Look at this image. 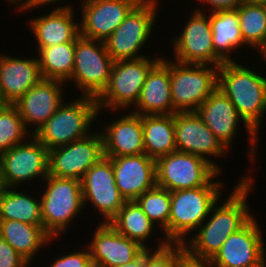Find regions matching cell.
Returning <instances> with one entry per match:
<instances>
[{"instance_id": "26", "label": "cell", "mask_w": 266, "mask_h": 267, "mask_svg": "<svg viewBox=\"0 0 266 267\" xmlns=\"http://www.w3.org/2000/svg\"><path fill=\"white\" fill-rule=\"evenodd\" d=\"M0 237L9 243L31 266L41 248H49L51 238L42 227L18 220H0Z\"/></svg>"}, {"instance_id": "31", "label": "cell", "mask_w": 266, "mask_h": 267, "mask_svg": "<svg viewBox=\"0 0 266 267\" xmlns=\"http://www.w3.org/2000/svg\"><path fill=\"white\" fill-rule=\"evenodd\" d=\"M75 43H62L42 48L37 52V59L43 79L67 82L72 75L75 58Z\"/></svg>"}, {"instance_id": "36", "label": "cell", "mask_w": 266, "mask_h": 267, "mask_svg": "<svg viewBox=\"0 0 266 267\" xmlns=\"http://www.w3.org/2000/svg\"><path fill=\"white\" fill-rule=\"evenodd\" d=\"M83 248L81 251L74 249L73 252L65 253L66 255H61L60 257L58 255L48 267H93L89 248L87 245L83 246Z\"/></svg>"}, {"instance_id": "35", "label": "cell", "mask_w": 266, "mask_h": 267, "mask_svg": "<svg viewBox=\"0 0 266 267\" xmlns=\"http://www.w3.org/2000/svg\"><path fill=\"white\" fill-rule=\"evenodd\" d=\"M154 249L144 250V267H180V243H168L164 238Z\"/></svg>"}, {"instance_id": "4", "label": "cell", "mask_w": 266, "mask_h": 267, "mask_svg": "<svg viewBox=\"0 0 266 267\" xmlns=\"http://www.w3.org/2000/svg\"><path fill=\"white\" fill-rule=\"evenodd\" d=\"M78 96L77 99L74 96L75 99H71L73 101H64L33 134L48 150L83 139L94 132L92 126L96 125L95 121L99 118L96 98Z\"/></svg>"}, {"instance_id": "23", "label": "cell", "mask_w": 266, "mask_h": 267, "mask_svg": "<svg viewBox=\"0 0 266 267\" xmlns=\"http://www.w3.org/2000/svg\"><path fill=\"white\" fill-rule=\"evenodd\" d=\"M110 122L103 124L104 129L99 130L103 138L105 157L112 158L145 153L141 115L127 110L126 114Z\"/></svg>"}, {"instance_id": "38", "label": "cell", "mask_w": 266, "mask_h": 267, "mask_svg": "<svg viewBox=\"0 0 266 267\" xmlns=\"http://www.w3.org/2000/svg\"><path fill=\"white\" fill-rule=\"evenodd\" d=\"M243 1L244 0H197V2L203 5L202 6L203 9L201 7V4L199 7V3H198V7H194V9L197 11L206 12V13L216 12V11H225V10H235ZM206 9L210 11H207Z\"/></svg>"}, {"instance_id": "6", "label": "cell", "mask_w": 266, "mask_h": 267, "mask_svg": "<svg viewBox=\"0 0 266 267\" xmlns=\"http://www.w3.org/2000/svg\"><path fill=\"white\" fill-rule=\"evenodd\" d=\"M161 59L162 56H147L114 61L108 84L96 98L98 115L100 116L103 110L102 113L114 110L113 114L121 110L129 111L136 104L148 73Z\"/></svg>"}, {"instance_id": "37", "label": "cell", "mask_w": 266, "mask_h": 267, "mask_svg": "<svg viewBox=\"0 0 266 267\" xmlns=\"http://www.w3.org/2000/svg\"><path fill=\"white\" fill-rule=\"evenodd\" d=\"M30 264L0 237V267H28Z\"/></svg>"}, {"instance_id": "30", "label": "cell", "mask_w": 266, "mask_h": 267, "mask_svg": "<svg viewBox=\"0 0 266 267\" xmlns=\"http://www.w3.org/2000/svg\"><path fill=\"white\" fill-rule=\"evenodd\" d=\"M109 224L119 234L137 241L145 249H153L151 244L148 246V240L153 238L158 226L148 218L136 201H126Z\"/></svg>"}, {"instance_id": "21", "label": "cell", "mask_w": 266, "mask_h": 267, "mask_svg": "<svg viewBox=\"0 0 266 267\" xmlns=\"http://www.w3.org/2000/svg\"><path fill=\"white\" fill-rule=\"evenodd\" d=\"M115 183L126 201H135L155 187V159L144 154L112 157Z\"/></svg>"}, {"instance_id": "41", "label": "cell", "mask_w": 266, "mask_h": 267, "mask_svg": "<svg viewBox=\"0 0 266 267\" xmlns=\"http://www.w3.org/2000/svg\"><path fill=\"white\" fill-rule=\"evenodd\" d=\"M117 267H144V251L133 261Z\"/></svg>"}, {"instance_id": "45", "label": "cell", "mask_w": 266, "mask_h": 267, "mask_svg": "<svg viewBox=\"0 0 266 267\" xmlns=\"http://www.w3.org/2000/svg\"><path fill=\"white\" fill-rule=\"evenodd\" d=\"M3 189L2 183H1V178H0V191Z\"/></svg>"}, {"instance_id": "17", "label": "cell", "mask_w": 266, "mask_h": 267, "mask_svg": "<svg viewBox=\"0 0 266 267\" xmlns=\"http://www.w3.org/2000/svg\"><path fill=\"white\" fill-rule=\"evenodd\" d=\"M174 127L177 151L199 156L219 173L223 172L222 166L213 159L224 158L230 150L212 133L195 111L175 112Z\"/></svg>"}, {"instance_id": "39", "label": "cell", "mask_w": 266, "mask_h": 267, "mask_svg": "<svg viewBox=\"0 0 266 267\" xmlns=\"http://www.w3.org/2000/svg\"><path fill=\"white\" fill-rule=\"evenodd\" d=\"M180 267H215L211 259H198L190 256L180 243Z\"/></svg>"}, {"instance_id": "13", "label": "cell", "mask_w": 266, "mask_h": 267, "mask_svg": "<svg viewBox=\"0 0 266 267\" xmlns=\"http://www.w3.org/2000/svg\"><path fill=\"white\" fill-rule=\"evenodd\" d=\"M179 35L171 43L174 61L183 64H207L220 66L224 61L214 52L209 12L193 9Z\"/></svg>"}, {"instance_id": "33", "label": "cell", "mask_w": 266, "mask_h": 267, "mask_svg": "<svg viewBox=\"0 0 266 267\" xmlns=\"http://www.w3.org/2000/svg\"><path fill=\"white\" fill-rule=\"evenodd\" d=\"M31 135L14 104L0 105V154L23 143Z\"/></svg>"}, {"instance_id": "7", "label": "cell", "mask_w": 266, "mask_h": 267, "mask_svg": "<svg viewBox=\"0 0 266 267\" xmlns=\"http://www.w3.org/2000/svg\"><path fill=\"white\" fill-rule=\"evenodd\" d=\"M159 0H141L125 17L122 24L103 42L113 61L139 59L149 38H152L158 11L161 10ZM158 10V11H157ZM155 27V28H154Z\"/></svg>"}, {"instance_id": "10", "label": "cell", "mask_w": 266, "mask_h": 267, "mask_svg": "<svg viewBox=\"0 0 266 267\" xmlns=\"http://www.w3.org/2000/svg\"><path fill=\"white\" fill-rule=\"evenodd\" d=\"M195 112L228 150L232 149L233 141L236 140L239 123L243 122L241 125L246 129L250 143L247 158L250 163L255 162L254 160L258 157L256 156L259 149L257 142L260 135L238 114L235 106L221 89L217 88Z\"/></svg>"}, {"instance_id": "12", "label": "cell", "mask_w": 266, "mask_h": 267, "mask_svg": "<svg viewBox=\"0 0 266 267\" xmlns=\"http://www.w3.org/2000/svg\"><path fill=\"white\" fill-rule=\"evenodd\" d=\"M155 163L157 186L170 192L205 186L218 173L205 159L177 150Z\"/></svg>"}, {"instance_id": "24", "label": "cell", "mask_w": 266, "mask_h": 267, "mask_svg": "<svg viewBox=\"0 0 266 267\" xmlns=\"http://www.w3.org/2000/svg\"><path fill=\"white\" fill-rule=\"evenodd\" d=\"M164 57L150 70L131 112L144 115H169L173 108L171 95L170 58Z\"/></svg>"}, {"instance_id": "43", "label": "cell", "mask_w": 266, "mask_h": 267, "mask_svg": "<svg viewBox=\"0 0 266 267\" xmlns=\"http://www.w3.org/2000/svg\"><path fill=\"white\" fill-rule=\"evenodd\" d=\"M27 1H30V0H6L5 2H8L10 5L13 4L16 7L18 4L27 2Z\"/></svg>"}, {"instance_id": "5", "label": "cell", "mask_w": 266, "mask_h": 267, "mask_svg": "<svg viewBox=\"0 0 266 267\" xmlns=\"http://www.w3.org/2000/svg\"><path fill=\"white\" fill-rule=\"evenodd\" d=\"M42 183L46 186L39 195L44 231L58 241L84 211L81 181L48 175Z\"/></svg>"}, {"instance_id": "15", "label": "cell", "mask_w": 266, "mask_h": 267, "mask_svg": "<svg viewBox=\"0 0 266 267\" xmlns=\"http://www.w3.org/2000/svg\"><path fill=\"white\" fill-rule=\"evenodd\" d=\"M81 186L84 208L93 205L95 213L103 215L97 223H109L126 202L115 183L111 158L104 156L94 164L81 179Z\"/></svg>"}, {"instance_id": "44", "label": "cell", "mask_w": 266, "mask_h": 267, "mask_svg": "<svg viewBox=\"0 0 266 267\" xmlns=\"http://www.w3.org/2000/svg\"><path fill=\"white\" fill-rule=\"evenodd\" d=\"M246 2H251V3H257V4H264L266 5V0H244Z\"/></svg>"}, {"instance_id": "11", "label": "cell", "mask_w": 266, "mask_h": 267, "mask_svg": "<svg viewBox=\"0 0 266 267\" xmlns=\"http://www.w3.org/2000/svg\"><path fill=\"white\" fill-rule=\"evenodd\" d=\"M49 150L33 135L0 154V178L3 187H20L48 176ZM24 183V184H22Z\"/></svg>"}, {"instance_id": "1", "label": "cell", "mask_w": 266, "mask_h": 267, "mask_svg": "<svg viewBox=\"0 0 266 267\" xmlns=\"http://www.w3.org/2000/svg\"><path fill=\"white\" fill-rule=\"evenodd\" d=\"M244 176V177H243ZM241 176L226 199L216 202L206 220L183 243L185 251L198 259H212L227 238L242 228L254 215L249 203L255 180L245 173ZM218 204V205H217Z\"/></svg>"}, {"instance_id": "8", "label": "cell", "mask_w": 266, "mask_h": 267, "mask_svg": "<svg viewBox=\"0 0 266 267\" xmlns=\"http://www.w3.org/2000/svg\"><path fill=\"white\" fill-rule=\"evenodd\" d=\"M218 66L170 60L171 95L177 112L196 111L218 88Z\"/></svg>"}, {"instance_id": "34", "label": "cell", "mask_w": 266, "mask_h": 267, "mask_svg": "<svg viewBox=\"0 0 266 267\" xmlns=\"http://www.w3.org/2000/svg\"><path fill=\"white\" fill-rule=\"evenodd\" d=\"M148 218L163 231L168 226L171 206V192L155 186L135 200Z\"/></svg>"}, {"instance_id": "32", "label": "cell", "mask_w": 266, "mask_h": 267, "mask_svg": "<svg viewBox=\"0 0 266 267\" xmlns=\"http://www.w3.org/2000/svg\"><path fill=\"white\" fill-rule=\"evenodd\" d=\"M235 10L246 49L258 51L266 40V5L243 1Z\"/></svg>"}, {"instance_id": "25", "label": "cell", "mask_w": 266, "mask_h": 267, "mask_svg": "<svg viewBox=\"0 0 266 267\" xmlns=\"http://www.w3.org/2000/svg\"><path fill=\"white\" fill-rule=\"evenodd\" d=\"M35 56L25 59L0 54V98L3 104H14L42 79Z\"/></svg>"}, {"instance_id": "9", "label": "cell", "mask_w": 266, "mask_h": 267, "mask_svg": "<svg viewBox=\"0 0 266 267\" xmlns=\"http://www.w3.org/2000/svg\"><path fill=\"white\" fill-rule=\"evenodd\" d=\"M104 42L82 36L76 38L71 78L81 96L97 98L106 88L113 64Z\"/></svg>"}, {"instance_id": "16", "label": "cell", "mask_w": 266, "mask_h": 267, "mask_svg": "<svg viewBox=\"0 0 266 267\" xmlns=\"http://www.w3.org/2000/svg\"><path fill=\"white\" fill-rule=\"evenodd\" d=\"M260 224L253 216L231 234L211 259L215 267H266L265 240Z\"/></svg>"}, {"instance_id": "42", "label": "cell", "mask_w": 266, "mask_h": 267, "mask_svg": "<svg viewBox=\"0 0 266 267\" xmlns=\"http://www.w3.org/2000/svg\"><path fill=\"white\" fill-rule=\"evenodd\" d=\"M258 52L261 55L260 57H262L261 59L266 61V40L264 44L258 49Z\"/></svg>"}, {"instance_id": "19", "label": "cell", "mask_w": 266, "mask_h": 267, "mask_svg": "<svg viewBox=\"0 0 266 267\" xmlns=\"http://www.w3.org/2000/svg\"><path fill=\"white\" fill-rule=\"evenodd\" d=\"M65 85L67 84L62 81L42 78L14 103L26 129L30 133L32 132V135L48 121L64 102L65 90L63 88Z\"/></svg>"}, {"instance_id": "2", "label": "cell", "mask_w": 266, "mask_h": 267, "mask_svg": "<svg viewBox=\"0 0 266 267\" xmlns=\"http://www.w3.org/2000/svg\"><path fill=\"white\" fill-rule=\"evenodd\" d=\"M242 64L237 61L222 63L218 69V88L246 123L260 135L266 118V77L259 70H253L254 67Z\"/></svg>"}, {"instance_id": "28", "label": "cell", "mask_w": 266, "mask_h": 267, "mask_svg": "<svg viewBox=\"0 0 266 267\" xmlns=\"http://www.w3.org/2000/svg\"><path fill=\"white\" fill-rule=\"evenodd\" d=\"M21 190L19 187H3L0 191V220H18L44 229L40 196L35 198L27 194L31 192Z\"/></svg>"}, {"instance_id": "18", "label": "cell", "mask_w": 266, "mask_h": 267, "mask_svg": "<svg viewBox=\"0 0 266 267\" xmlns=\"http://www.w3.org/2000/svg\"><path fill=\"white\" fill-rule=\"evenodd\" d=\"M141 0H82L80 36L104 41Z\"/></svg>"}, {"instance_id": "22", "label": "cell", "mask_w": 266, "mask_h": 267, "mask_svg": "<svg viewBox=\"0 0 266 267\" xmlns=\"http://www.w3.org/2000/svg\"><path fill=\"white\" fill-rule=\"evenodd\" d=\"M68 4L57 6L49 13L32 17L27 21V26L31 28L37 42V52L42 48L72 42L80 35V21L77 22L74 16L75 5Z\"/></svg>"}, {"instance_id": "29", "label": "cell", "mask_w": 266, "mask_h": 267, "mask_svg": "<svg viewBox=\"0 0 266 267\" xmlns=\"http://www.w3.org/2000/svg\"><path fill=\"white\" fill-rule=\"evenodd\" d=\"M145 154L158 159L177 150L174 114L142 116Z\"/></svg>"}, {"instance_id": "40", "label": "cell", "mask_w": 266, "mask_h": 267, "mask_svg": "<svg viewBox=\"0 0 266 267\" xmlns=\"http://www.w3.org/2000/svg\"><path fill=\"white\" fill-rule=\"evenodd\" d=\"M62 2V1H66V0H30V1H27V2H23V3H20L18 4L15 8V11L18 12L19 14L21 12H26V11H31V10H35L36 8L39 10L40 7H46L47 5L49 6L53 4L52 3H57V2ZM46 5V6H44ZM30 9V10H29ZM20 11V12H19Z\"/></svg>"}, {"instance_id": "27", "label": "cell", "mask_w": 266, "mask_h": 267, "mask_svg": "<svg viewBox=\"0 0 266 267\" xmlns=\"http://www.w3.org/2000/svg\"><path fill=\"white\" fill-rule=\"evenodd\" d=\"M209 21L212 30L214 52L224 62L235 61L236 59L231 54L246 46L241 35L237 11L209 12Z\"/></svg>"}, {"instance_id": "3", "label": "cell", "mask_w": 266, "mask_h": 267, "mask_svg": "<svg viewBox=\"0 0 266 267\" xmlns=\"http://www.w3.org/2000/svg\"><path fill=\"white\" fill-rule=\"evenodd\" d=\"M220 174L218 172L205 186L171 192L168 226L161 232L168 243H184L206 220L212 206L225 192V183L216 180Z\"/></svg>"}, {"instance_id": "20", "label": "cell", "mask_w": 266, "mask_h": 267, "mask_svg": "<svg viewBox=\"0 0 266 267\" xmlns=\"http://www.w3.org/2000/svg\"><path fill=\"white\" fill-rule=\"evenodd\" d=\"M89 243L86 242L93 266L117 267L136 259L145 248L137 241L119 234L109 223L95 224Z\"/></svg>"}, {"instance_id": "14", "label": "cell", "mask_w": 266, "mask_h": 267, "mask_svg": "<svg viewBox=\"0 0 266 267\" xmlns=\"http://www.w3.org/2000/svg\"><path fill=\"white\" fill-rule=\"evenodd\" d=\"M103 157V138L96 130L83 139L49 150L48 175L81 181Z\"/></svg>"}]
</instances>
